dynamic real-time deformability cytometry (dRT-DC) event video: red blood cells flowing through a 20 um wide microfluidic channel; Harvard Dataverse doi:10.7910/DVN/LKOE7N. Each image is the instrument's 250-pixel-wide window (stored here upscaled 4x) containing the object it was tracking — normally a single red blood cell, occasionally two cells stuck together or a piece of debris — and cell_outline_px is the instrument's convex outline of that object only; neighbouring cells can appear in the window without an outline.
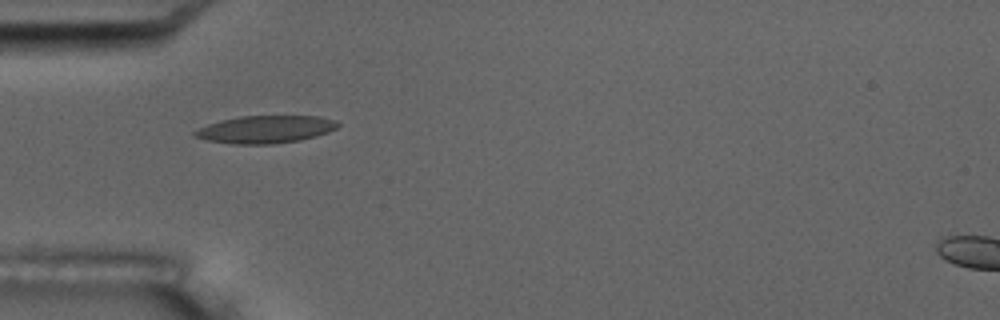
{"species": "common noctule bat (a hibernating species)", "species_latin": "Nyctalus noctula", "temperature_condition": "room temperature", "stored_images_in_passage": 17, "camera_frame_rate_fps": 3000, "um_per_image_px": 0.085, "animal": {"sex": "male", "body_mass_g": 17.5, "forearm_length_mm": 52.3}, "frame": {"image": 1, "passage_image": 6, "time_ms": 5.667, "image_size_px": [1000, 320], "cell_outline_px": [[340, 124], [336, 128], [328, 132], [316, 136], [300, 140], [272, 144], [232, 144], [208, 140], [192, 136], [192, 132], [208, 124], [220, 120], [240, 116], [320, 116], [336, 120]], "centroid_in_image_um": [22.57, 10.99], "position_along_channel_um": 62.4, "area_um2": 23.0}, "authors_computed_cell_mechanics": {"area_um2": 21.675, "velocity_mm_per_s": 3.5028, "shape_relaxation_time_tau1_ms": 5.1659, "shape_relaxation_time_tau2_ms": 1.5177, "deformation_change_tau1": 0.1391, "deformation_change_tau2": 0.0706}}